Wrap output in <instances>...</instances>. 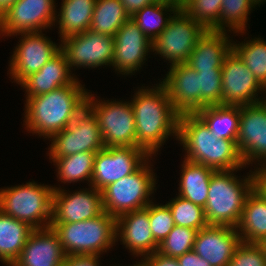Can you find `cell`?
Masks as SVG:
<instances>
[{
	"label": "cell",
	"instance_id": "1",
	"mask_svg": "<svg viewBox=\"0 0 266 266\" xmlns=\"http://www.w3.org/2000/svg\"><path fill=\"white\" fill-rule=\"evenodd\" d=\"M153 87H141L130 102L134 111L137 147L149 156L155 155L170 135L178 139L179 114L165 87L160 83Z\"/></svg>",
	"mask_w": 266,
	"mask_h": 266
},
{
	"label": "cell",
	"instance_id": "2",
	"mask_svg": "<svg viewBox=\"0 0 266 266\" xmlns=\"http://www.w3.org/2000/svg\"><path fill=\"white\" fill-rule=\"evenodd\" d=\"M88 91L76 79L72 84L29 97L25 106V127L40 137L52 138L72 123L86 104Z\"/></svg>",
	"mask_w": 266,
	"mask_h": 266
},
{
	"label": "cell",
	"instance_id": "3",
	"mask_svg": "<svg viewBox=\"0 0 266 266\" xmlns=\"http://www.w3.org/2000/svg\"><path fill=\"white\" fill-rule=\"evenodd\" d=\"M177 140L183 145L188 161L215 171L246 167L236 140L218 139L197 114L179 115Z\"/></svg>",
	"mask_w": 266,
	"mask_h": 266
},
{
	"label": "cell",
	"instance_id": "4",
	"mask_svg": "<svg viewBox=\"0 0 266 266\" xmlns=\"http://www.w3.org/2000/svg\"><path fill=\"white\" fill-rule=\"evenodd\" d=\"M238 170L241 169L217 170L212 173L204 207L208 225L237 227L247 195L254 188L253 171L240 180L233 173Z\"/></svg>",
	"mask_w": 266,
	"mask_h": 266
},
{
	"label": "cell",
	"instance_id": "5",
	"mask_svg": "<svg viewBox=\"0 0 266 266\" xmlns=\"http://www.w3.org/2000/svg\"><path fill=\"white\" fill-rule=\"evenodd\" d=\"M66 256L100 255L116 239V218L105 211L99 216L75 223H51Z\"/></svg>",
	"mask_w": 266,
	"mask_h": 266
},
{
	"label": "cell",
	"instance_id": "6",
	"mask_svg": "<svg viewBox=\"0 0 266 266\" xmlns=\"http://www.w3.org/2000/svg\"><path fill=\"white\" fill-rule=\"evenodd\" d=\"M53 191V186L40 185L34 181L1 188L0 210L33 229L50 227Z\"/></svg>",
	"mask_w": 266,
	"mask_h": 266
},
{
	"label": "cell",
	"instance_id": "7",
	"mask_svg": "<svg viewBox=\"0 0 266 266\" xmlns=\"http://www.w3.org/2000/svg\"><path fill=\"white\" fill-rule=\"evenodd\" d=\"M146 160L132 174L109 184L102 192L103 209L115 218L134 210L143 209L152 200L149 196L154 193L157 177Z\"/></svg>",
	"mask_w": 266,
	"mask_h": 266
},
{
	"label": "cell",
	"instance_id": "8",
	"mask_svg": "<svg viewBox=\"0 0 266 266\" xmlns=\"http://www.w3.org/2000/svg\"><path fill=\"white\" fill-rule=\"evenodd\" d=\"M49 159L70 156L79 152H98L104 149L98 118L86 103L64 130L51 138Z\"/></svg>",
	"mask_w": 266,
	"mask_h": 266
},
{
	"label": "cell",
	"instance_id": "9",
	"mask_svg": "<svg viewBox=\"0 0 266 266\" xmlns=\"http://www.w3.org/2000/svg\"><path fill=\"white\" fill-rule=\"evenodd\" d=\"M207 29L183 9L171 15L167 27L152 41V50L168 60L170 66L186 63L196 42Z\"/></svg>",
	"mask_w": 266,
	"mask_h": 266
},
{
	"label": "cell",
	"instance_id": "10",
	"mask_svg": "<svg viewBox=\"0 0 266 266\" xmlns=\"http://www.w3.org/2000/svg\"><path fill=\"white\" fill-rule=\"evenodd\" d=\"M87 94L86 103L98 118L105 147H137L136 125L131 103L122 101L95 100Z\"/></svg>",
	"mask_w": 266,
	"mask_h": 266
},
{
	"label": "cell",
	"instance_id": "11",
	"mask_svg": "<svg viewBox=\"0 0 266 266\" xmlns=\"http://www.w3.org/2000/svg\"><path fill=\"white\" fill-rule=\"evenodd\" d=\"M54 0H17L0 16V35L41 32L55 25ZM52 25V26H51Z\"/></svg>",
	"mask_w": 266,
	"mask_h": 266
},
{
	"label": "cell",
	"instance_id": "12",
	"mask_svg": "<svg viewBox=\"0 0 266 266\" xmlns=\"http://www.w3.org/2000/svg\"><path fill=\"white\" fill-rule=\"evenodd\" d=\"M149 157L140 147H105L95 155L89 184L102 191L109 184L132 174Z\"/></svg>",
	"mask_w": 266,
	"mask_h": 266
},
{
	"label": "cell",
	"instance_id": "13",
	"mask_svg": "<svg viewBox=\"0 0 266 266\" xmlns=\"http://www.w3.org/2000/svg\"><path fill=\"white\" fill-rule=\"evenodd\" d=\"M60 45L67 57L70 69L71 67L112 66L114 37L88 29L83 33L63 38Z\"/></svg>",
	"mask_w": 266,
	"mask_h": 266
},
{
	"label": "cell",
	"instance_id": "14",
	"mask_svg": "<svg viewBox=\"0 0 266 266\" xmlns=\"http://www.w3.org/2000/svg\"><path fill=\"white\" fill-rule=\"evenodd\" d=\"M221 80L222 105H253L266 100L257 98V93L265 89L233 50L223 61Z\"/></svg>",
	"mask_w": 266,
	"mask_h": 266
},
{
	"label": "cell",
	"instance_id": "15",
	"mask_svg": "<svg viewBox=\"0 0 266 266\" xmlns=\"http://www.w3.org/2000/svg\"><path fill=\"white\" fill-rule=\"evenodd\" d=\"M236 145L245 166L255 160L266 164V100L240 106Z\"/></svg>",
	"mask_w": 266,
	"mask_h": 266
},
{
	"label": "cell",
	"instance_id": "16",
	"mask_svg": "<svg viewBox=\"0 0 266 266\" xmlns=\"http://www.w3.org/2000/svg\"><path fill=\"white\" fill-rule=\"evenodd\" d=\"M20 43L17 44L10 60L11 79L20 84L25 78L39 71L60 50L53 41L42 32L19 33Z\"/></svg>",
	"mask_w": 266,
	"mask_h": 266
},
{
	"label": "cell",
	"instance_id": "17",
	"mask_svg": "<svg viewBox=\"0 0 266 266\" xmlns=\"http://www.w3.org/2000/svg\"><path fill=\"white\" fill-rule=\"evenodd\" d=\"M74 193L53 186L51 223H75L104 212L102 192L95 187Z\"/></svg>",
	"mask_w": 266,
	"mask_h": 266
},
{
	"label": "cell",
	"instance_id": "18",
	"mask_svg": "<svg viewBox=\"0 0 266 266\" xmlns=\"http://www.w3.org/2000/svg\"><path fill=\"white\" fill-rule=\"evenodd\" d=\"M114 37L112 67L122 75H129L142 68L152 42L131 19L124 22Z\"/></svg>",
	"mask_w": 266,
	"mask_h": 266
},
{
	"label": "cell",
	"instance_id": "19",
	"mask_svg": "<svg viewBox=\"0 0 266 266\" xmlns=\"http://www.w3.org/2000/svg\"><path fill=\"white\" fill-rule=\"evenodd\" d=\"M240 243L236 228L207 225L197 232L193 251L211 266H227Z\"/></svg>",
	"mask_w": 266,
	"mask_h": 266
},
{
	"label": "cell",
	"instance_id": "20",
	"mask_svg": "<svg viewBox=\"0 0 266 266\" xmlns=\"http://www.w3.org/2000/svg\"><path fill=\"white\" fill-rule=\"evenodd\" d=\"M160 83L165 87L175 111L179 115L199 111L198 72L186 63L170 66Z\"/></svg>",
	"mask_w": 266,
	"mask_h": 266
},
{
	"label": "cell",
	"instance_id": "21",
	"mask_svg": "<svg viewBox=\"0 0 266 266\" xmlns=\"http://www.w3.org/2000/svg\"><path fill=\"white\" fill-rule=\"evenodd\" d=\"M120 239L133 255L143 258L158 250L148 216V206L116 218V239Z\"/></svg>",
	"mask_w": 266,
	"mask_h": 266
},
{
	"label": "cell",
	"instance_id": "22",
	"mask_svg": "<svg viewBox=\"0 0 266 266\" xmlns=\"http://www.w3.org/2000/svg\"><path fill=\"white\" fill-rule=\"evenodd\" d=\"M66 254L53 228L34 229L12 266H62Z\"/></svg>",
	"mask_w": 266,
	"mask_h": 266
},
{
	"label": "cell",
	"instance_id": "23",
	"mask_svg": "<svg viewBox=\"0 0 266 266\" xmlns=\"http://www.w3.org/2000/svg\"><path fill=\"white\" fill-rule=\"evenodd\" d=\"M65 53L60 50L39 71L25 78L19 85L25 88L29 97L48 93L60 87L72 84L75 78L72 74Z\"/></svg>",
	"mask_w": 266,
	"mask_h": 266
},
{
	"label": "cell",
	"instance_id": "24",
	"mask_svg": "<svg viewBox=\"0 0 266 266\" xmlns=\"http://www.w3.org/2000/svg\"><path fill=\"white\" fill-rule=\"evenodd\" d=\"M227 32L207 30L196 42L186 64L196 72L202 70H222L223 61L232 51V43Z\"/></svg>",
	"mask_w": 266,
	"mask_h": 266
},
{
	"label": "cell",
	"instance_id": "25",
	"mask_svg": "<svg viewBox=\"0 0 266 266\" xmlns=\"http://www.w3.org/2000/svg\"><path fill=\"white\" fill-rule=\"evenodd\" d=\"M236 229L242 242L260 244L266 240V198L255 188L247 195Z\"/></svg>",
	"mask_w": 266,
	"mask_h": 266
},
{
	"label": "cell",
	"instance_id": "26",
	"mask_svg": "<svg viewBox=\"0 0 266 266\" xmlns=\"http://www.w3.org/2000/svg\"><path fill=\"white\" fill-rule=\"evenodd\" d=\"M214 171L210 167L185 159L182 165L178 196L204 208L208 199L211 175Z\"/></svg>",
	"mask_w": 266,
	"mask_h": 266
},
{
	"label": "cell",
	"instance_id": "27",
	"mask_svg": "<svg viewBox=\"0 0 266 266\" xmlns=\"http://www.w3.org/2000/svg\"><path fill=\"white\" fill-rule=\"evenodd\" d=\"M34 229L0 210V261L12 266Z\"/></svg>",
	"mask_w": 266,
	"mask_h": 266
},
{
	"label": "cell",
	"instance_id": "28",
	"mask_svg": "<svg viewBox=\"0 0 266 266\" xmlns=\"http://www.w3.org/2000/svg\"><path fill=\"white\" fill-rule=\"evenodd\" d=\"M61 10L56 16L61 40L90 29L96 0H62ZM59 19V20H57Z\"/></svg>",
	"mask_w": 266,
	"mask_h": 266
},
{
	"label": "cell",
	"instance_id": "29",
	"mask_svg": "<svg viewBox=\"0 0 266 266\" xmlns=\"http://www.w3.org/2000/svg\"><path fill=\"white\" fill-rule=\"evenodd\" d=\"M218 139L236 140L239 131L240 106L211 105L196 113Z\"/></svg>",
	"mask_w": 266,
	"mask_h": 266
},
{
	"label": "cell",
	"instance_id": "30",
	"mask_svg": "<svg viewBox=\"0 0 266 266\" xmlns=\"http://www.w3.org/2000/svg\"><path fill=\"white\" fill-rule=\"evenodd\" d=\"M129 18L120 0H96L90 30L113 37Z\"/></svg>",
	"mask_w": 266,
	"mask_h": 266
},
{
	"label": "cell",
	"instance_id": "31",
	"mask_svg": "<svg viewBox=\"0 0 266 266\" xmlns=\"http://www.w3.org/2000/svg\"><path fill=\"white\" fill-rule=\"evenodd\" d=\"M97 152H79L70 156L52 159L57 166V176L62 183L88 181L91 183L94 158Z\"/></svg>",
	"mask_w": 266,
	"mask_h": 266
},
{
	"label": "cell",
	"instance_id": "32",
	"mask_svg": "<svg viewBox=\"0 0 266 266\" xmlns=\"http://www.w3.org/2000/svg\"><path fill=\"white\" fill-rule=\"evenodd\" d=\"M178 9V7L170 4L153 2L135 12L131 19L152 42L167 27L171 18L170 15L174 14ZM165 11L172 13L169 14V17L166 16L167 18H164L163 16L167 15Z\"/></svg>",
	"mask_w": 266,
	"mask_h": 266
},
{
	"label": "cell",
	"instance_id": "33",
	"mask_svg": "<svg viewBox=\"0 0 266 266\" xmlns=\"http://www.w3.org/2000/svg\"><path fill=\"white\" fill-rule=\"evenodd\" d=\"M232 43V50L254 74L259 84L266 90V41L261 38Z\"/></svg>",
	"mask_w": 266,
	"mask_h": 266
},
{
	"label": "cell",
	"instance_id": "34",
	"mask_svg": "<svg viewBox=\"0 0 266 266\" xmlns=\"http://www.w3.org/2000/svg\"><path fill=\"white\" fill-rule=\"evenodd\" d=\"M252 7L255 8L250 0H222L219 31L226 32L229 27V32L232 30L234 33H245Z\"/></svg>",
	"mask_w": 266,
	"mask_h": 266
},
{
	"label": "cell",
	"instance_id": "35",
	"mask_svg": "<svg viewBox=\"0 0 266 266\" xmlns=\"http://www.w3.org/2000/svg\"><path fill=\"white\" fill-rule=\"evenodd\" d=\"M175 225L200 230L207 226L204 208L180 196L167 203Z\"/></svg>",
	"mask_w": 266,
	"mask_h": 266
},
{
	"label": "cell",
	"instance_id": "36",
	"mask_svg": "<svg viewBox=\"0 0 266 266\" xmlns=\"http://www.w3.org/2000/svg\"><path fill=\"white\" fill-rule=\"evenodd\" d=\"M222 0H188L182 9L207 30L219 31Z\"/></svg>",
	"mask_w": 266,
	"mask_h": 266
},
{
	"label": "cell",
	"instance_id": "37",
	"mask_svg": "<svg viewBox=\"0 0 266 266\" xmlns=\"http://www.w3.org/2000/svg\"><path fill=\"white\" fill-rule=\"evenodd\" d=\"M198 230L175 225L167 237L159 244L158 252L177 258L193 250Z\"/></svg>",
	"mask_w": 266,
	"mask_h": 266
},
{
	"label": "cell",
	"instance_id": "38",
	"mask_svg": "<svg viewBox=\"0 0 266 266\" xmlns=\"http://www.w3.org/2000/svg\"><path fill=\"white\" fill-rule=\"evenodd\" d=\"M222 70L198 71L199 110L206 106L222 105Z\"/></svg>",
	"mask_w": 266,
	"mask_h": 266
},
{
	"label": "cell",
	"instance_id": "39",
	"mask_svg": "<svg viewBox=\"0 0 266 266\" xmlns=\"http://www.w3.org/2000/svg\"><path fill=\"white\" fill-rule=\"evenodd\" d=\"M148 216L152 236L154 240L160 244L175 226L170 208L167 204L158 205L151 202L148 205Z\"/></svg>",
	"mask_w": 266,
	"mask_h": 266
},
{
	"label": "cell",
	"instance_id": "40",
	"mask_svg": "<svg viewBox=\"0 0 266 266\" xmlns=\"http://www.w3.org/2000/svg\"><path fill=\"white\" fill-rule=\"evenodd\" d=\"M227 266H266L265 251L260 244L241 241Z\"/></svg>",
	"mask_w": 266,
	"mask_h": 266
},
{
	"label": "cell",
	"instance_id": "41",
	"mask_svg": "<svg viewBox=\"0 0 266 266\" xmlns=\"http://www.w3.org/2000/svg\"><path fill=\"white\" fill-rule=\"evenodd\" d=\"M141 261L145 266H179L177 258L163 255L158 251L142 258Z\"/></svg>",
	"mask_w": 266,
	"mask_h": 266
},
{
	"label": "cell",
	"instance_id": "42",
	"mask_svg": "<svg viewBox=\"0 0 266 266\" xmlns=\"http://www.w3.org/2000/svg\"><path fill=\"white\" fill-rule=\"evenodd\" d=\"M98 255L66 256L62 266H100Z\"/></svg>",
	"mask_w": 266,
	"mask_h": 266
},
{
	"label": "cell",
	"instance_id": "43",
	"mask_svg": "<svg viewBox=\"0 0 266 266\" xmlns=\"http://www.w3.org/2000/svg\"><path fill=\"white\" fill-rule=\"evenodd\" d=\"M179 266H211L206 260L199 257L193 250L177 257Z\"/></svg>",
	"mask_w": 266,
	"mask_h": 266
},
{
	"label": "cell",
	"instance_id": "44",
	"mask_svg": "<svg viewBox=\"0 0 266 266\" xmlns=\"http://www.w3.org/2000/svg\"><path fill=\"white\" fill-rule=\"evenodd\" d=\"M253 172L254 188L266 198V164L259 165Z\"/></svg>",
	"mask_w": 266,
	"mask_h": 266
},
{
	"label": "cell",
	"instance_id": "45",
	"mask_svg": "<svg viewBox=\"0 0 266 266\" xmlns=\"http://www.w3.org/2000/svg\"><path fill=\"white\" fill-rule=\"evenodd\" d=\"M120 1L124 5L125 10L130 17L135 12L155 2L154 0H120Z\"/></svg>",
	"mask_w": 266,
	"mask_h": 266
},
{
	"label": "cell",
	"instance_id": "46",
	"mask_svg": "<svg viewBox=\"0 0 266 266\" xmlns=\"http://www.w3.org/2000/svg\"><path fill=\"white\" fill-rule=\"evenodd\" d=\"M17 0H0V16Z\"/></svg>",
	"mask_w": 266,
	"mask_h": 266
},
{
	"label": "cell",
	"instance_id": "47",
	"mask_svg": "<svg viewBox=\"0 0 266 266\" xmlns=\"http://www.w3.org/2000/svg\"><path fill=\"white\" fill-rule=\"evenodd\" d=\"M155 2H162L177 7V0H154Z\"/></svg>",
	"mask_w": 266,
	"mask_h": 266
},
{
	"label": "cell",
	"instance_id": "48",
	"mask_svg": "<svg viewBox=\"0 0 266 266\" xmlns=\"http://www.w3.org/2000/svg\"><path fill=\"white\" fill-rule=\"evenodd\" d=\"M251 3L256 6V5H260L262 4L263 2H266V0H250Z\"/></svg>",
	"mask_w": 266,
	"mask_h": 266
},
{
	"label": "cell",
	"instance_id": "49",
	"mask_svg": "<svg viewBox=\"0 0 266 266\" xmlns=\"http://www.w3.org/2000/svg\"><path fill=\"white\" fill-rule=\"evenodd\" d=\"M188 0H177V7L179 9H182V6L184 3H186Z\"/></svg>",
	"mask_w": 266,
	"mask_h": 266
},
{
	"label": "cell",
	"instance_id": "50",
	"mask_svg": "<svg viewBox=\"0 0 266 266\" xmlns=\"http://www.w3.org/2000/svg\"><path fill=\"white\" fill-rule=\"evenodd\" d=\"M260 245H261L262 248L264 249V251H265V256H266V240L262 241V242L260 243Z\"/></svg>",
	"mask_w": 266,
	"mask_h": 266
},
{
	"label": "cell",
	"instance_id": "51",
	"mask_svg": "<svg viewBox=\"0 0 266 266\" xmlns=\"http://www.w3.org/2000/svg\"><path fill=\"white\" fill-rule=\"evenodd\" d=\"M133 266H145L144 263L140 260V262L136 263V265L134 264Z\"/></svg>",
	"mask_w": 266,
	"mask_h": 266
}]
</instances>
